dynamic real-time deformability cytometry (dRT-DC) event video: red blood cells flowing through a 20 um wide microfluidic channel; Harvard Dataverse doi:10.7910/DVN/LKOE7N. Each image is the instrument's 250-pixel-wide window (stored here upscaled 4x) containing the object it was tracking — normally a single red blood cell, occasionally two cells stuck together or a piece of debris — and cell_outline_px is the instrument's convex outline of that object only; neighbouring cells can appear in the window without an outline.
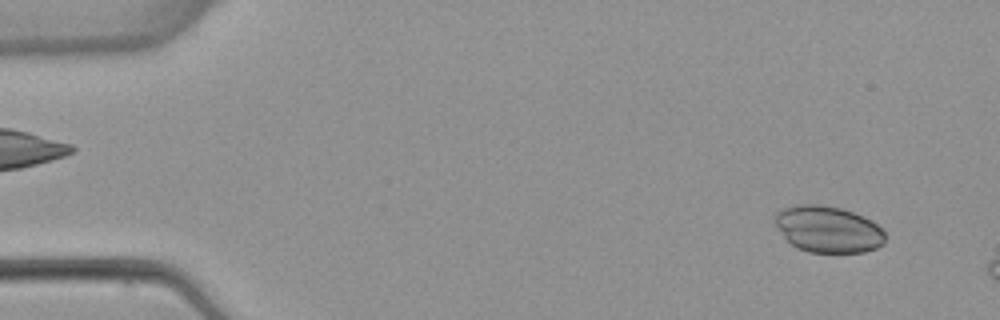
{"species": "common noctule bat (a hibernating species)", "species_latin": "Nyctalus noctula", "temperature_condition": "warm", "stored_images_in_passage": 3, "camera_frame_rate_fps": 3000, "um_per_image_px": 0.085, "animal": {"sex": "female", "body_mass_g": 22.7, "forearm_length_mm": 54.2}, "frame": {"image": 1, "passage_image": 1, "time_ms": 0.0, "image_size_px": [1000, 320], "cell_outline_px": [[884, 244], [876, 248], [864, 252], [808, 252], [796, 248], [784, 236], [776, 224], [776, 212], [784, 208], [800, 204], [820, 204], [840, 208], [852, 212], [872, 220], [884, 232]], "centroid_in_image_um": [70.4, 19.49], "position_along_channel_um": 14.6, "area_um2": 29.59}}